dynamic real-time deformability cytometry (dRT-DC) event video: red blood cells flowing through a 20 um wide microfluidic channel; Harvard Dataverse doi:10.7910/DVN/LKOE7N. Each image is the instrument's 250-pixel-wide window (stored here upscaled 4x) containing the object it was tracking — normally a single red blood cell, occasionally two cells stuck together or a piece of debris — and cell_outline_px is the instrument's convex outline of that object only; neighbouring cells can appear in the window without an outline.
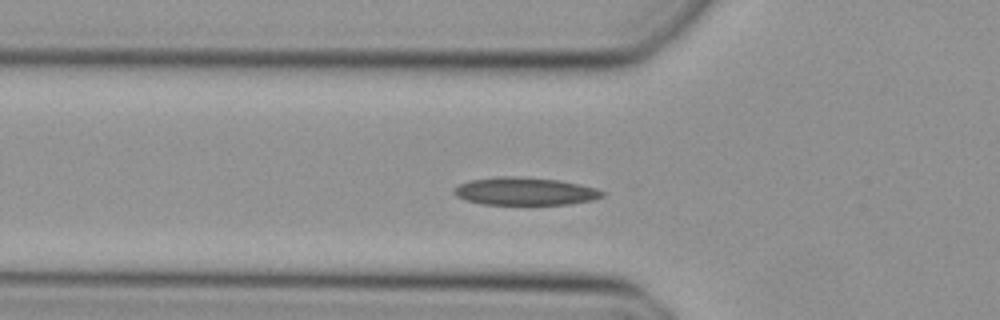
{"species": "Egyptian fruit bat (a non-hibernating species)", "species_latin": "Rousettus aegyptiacus", "temperature_condition": "cold", "stored_images_in_passage": 45, "camera_frame_rate_fps": 3000, "um_per_image_px": 0.085, "animal": {"sex": "female"}, "frame": {"image": 1, "passage_image": 12, "time_ms": 3.667, "image_size_px": [1000, 320], "cell_outline_px": [[604, 196], [592, 200], [568, 204], [484, 204], [464, 200], [456, 196], [452, 192], [460, 184], [468, 180], [500, 176], [512, 176], [556, 180], [580, 184], [596, 188], [604, 192]], "centroid_in_image_um": [44.6, 16.26], "position_along_channel_um": 81.2, "area_um2": 23.81}}
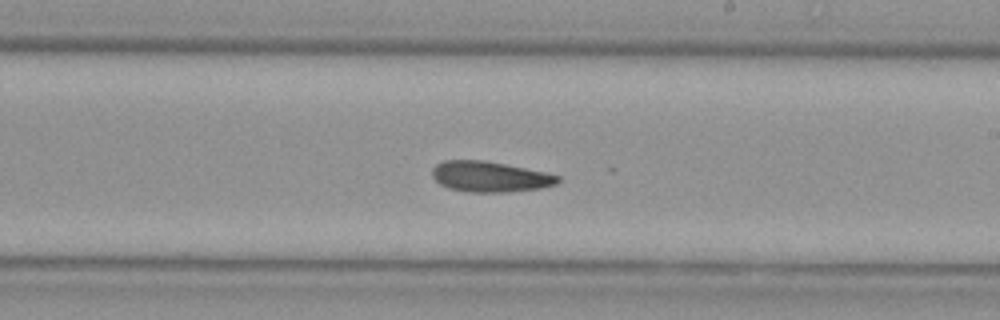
{"frame": {"image": 2, "passage_image": 24, "time_ms": 7.667, "image_size_px": [1000, 320], "cell_outline_px": [[560, 180], [556, 184], [540, 188], [504, 192], [468, 192], [448, 188], [440, 184], [432, 176], [432, 168], [436, 164], [444, 160], [484, 160], [544, 172], [560, 176]], "centroid_in_image_um": [41.6, 15.02], "position_along_channel_um": 247.4, "area_um2": 22.25}}
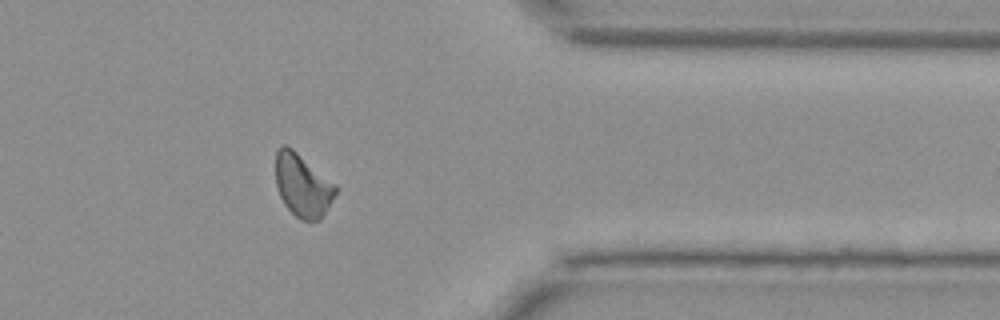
{"frame": {"image": 3, "passage_image": 35, "time_ms": 11.333, "image_size_px": [1000, 320], "cell_outline_px": [[340, 188], [320, 220], [300, 220], [284, 204], [280, 196], [276, 184], [276, 152], [280, 144], [284, 144], [292, 148], [336, 184]], "centroid_in_image_um": [25.74, 15.75], "position_along_channel_um": 385.7, "area_um2": 22.02}}